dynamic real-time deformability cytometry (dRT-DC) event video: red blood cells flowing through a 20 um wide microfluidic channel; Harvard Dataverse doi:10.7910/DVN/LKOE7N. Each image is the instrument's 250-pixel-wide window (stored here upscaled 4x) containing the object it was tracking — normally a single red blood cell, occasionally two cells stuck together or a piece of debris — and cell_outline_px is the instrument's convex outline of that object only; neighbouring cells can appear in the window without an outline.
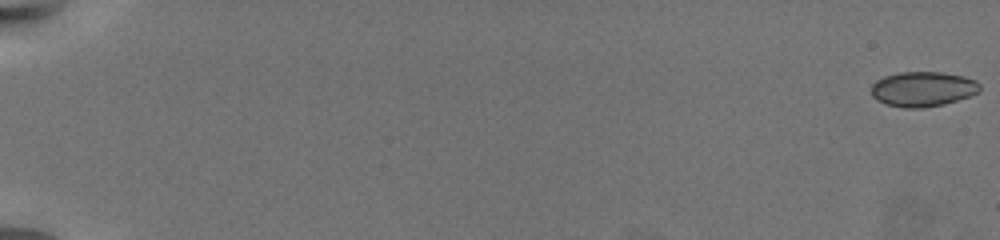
{"species": "common noctule bat (a hibernating species)", "species_latin": "Nyctalus noctula", "temperature_condition": "warm", "stored_images_in_passage": 66, "camera_frame_rate_fps": 3000, "um_per_image_px": 0.085, "animal": {"sex": "female", "body_mass_g": 19.5, "forearm_length_mm": 54.1}, "frame": {"image": 1, "passage_image": 1, "time_ms": 0.0, "image_size_px": [1000, 240], "cell_outline_px": [[980, 92], [944, 104], [924, 108], [904, 108], [884, 104], [876, 100], [872, 96], [872, 84], [876, 80], [884, 76], [900, 72], [940, 72], [964, 76], [976, 80], [980, 84]], "centroid_in_image_um": [78.43, 7.57], "position_along_channel_um": 6.6, "area_um2": 22.25}}
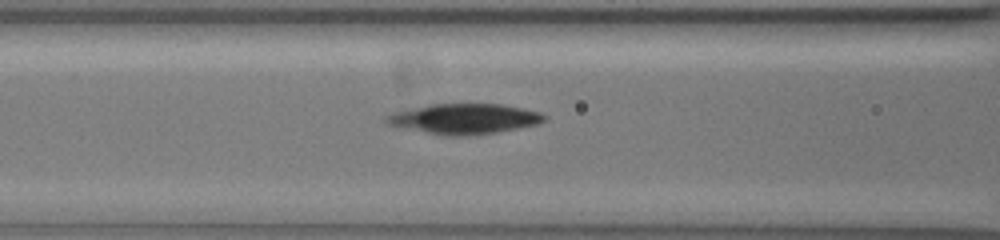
{"frame": {"image": 2, "passage_image": 32, "time_ms": 10.333, "image_size_px": [1000, 240], "cell_outline_px": [[548, 116], [540, 124], [476, 136], [444, 136], [384, 124], [384, 116], [392, 112], [432, 104], [500, 104], [540, 112]], "centroid_in_image_um": [39.44, 10.11], "position_along_channel_um": 127.2, "area_um2": 28.15}}
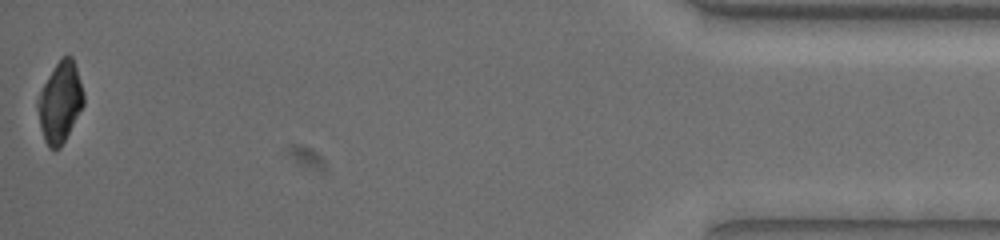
{"frame": {"image": 3, "passage_image": 66, "time_ms": 21.667, "image_size_px": [1000, 240], "cell_outline_px": [[84, 104], [60, 148], [48, 148], [44, 140], [40, 124], [36, 104], [36, 100], [44, 84], [56, 64], [64, 56], [72, 56], [84, 92]], "centroid_in_image_um": [5.1, 8.7], "position_along_channel_um": 430.1, "area_um2": 21.1}, "authors_computed_cell_mechanics": {"area_um2": 23.2934, "velocity_mm_per_s": 3.3647, "shape_relaxation_time_tau1_ms": 5.3589, "shape_relaxation_time_tau2_ms": null, "deformation_change_tau1": 0.1887, "deformation_change_tau2": null}}